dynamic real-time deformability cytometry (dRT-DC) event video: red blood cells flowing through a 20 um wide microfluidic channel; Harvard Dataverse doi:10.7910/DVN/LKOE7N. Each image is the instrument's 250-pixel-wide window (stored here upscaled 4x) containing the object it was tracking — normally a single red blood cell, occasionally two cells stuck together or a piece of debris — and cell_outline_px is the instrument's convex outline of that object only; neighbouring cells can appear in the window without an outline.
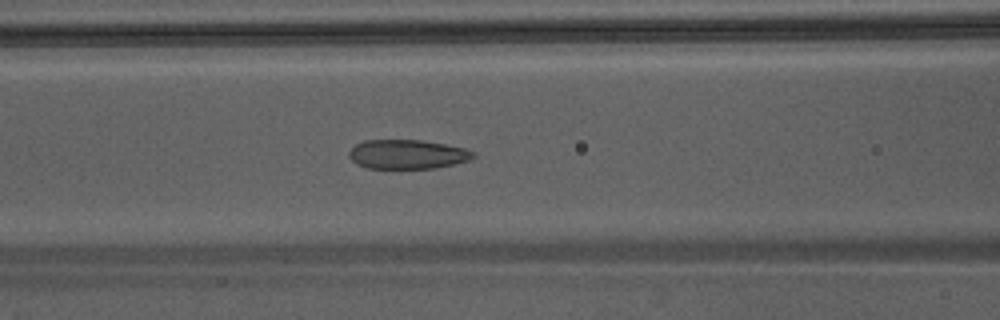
{"species": "Egyptian fruit bat (a non-hibernating species)", "species_latin": "Rousettus aegyptiacus", "temperature_condition": "warm", "stored_images_in_passage": 48, "camera_frame_rate_fps": 3000, "um_per_image_px": 0.085, "animal": {"sex": "male"}, "frame": {"image": 1, "passage_image": 22, "time_ms": 7.0, "image_size_px": [1000, 320], "cell_outline_px": [[476, 156], [468, 160], [436, 168], [368, 168], [356, 164], [348, 156], [348, 152], [356, 144], [364, 140], [420, 140], [444, 144], [464, 148], [476, 152]], "centroid_in_image_um": [34.61, 13.11], "position_along_channel_um": 132.0, "area_um2": 21.1}}
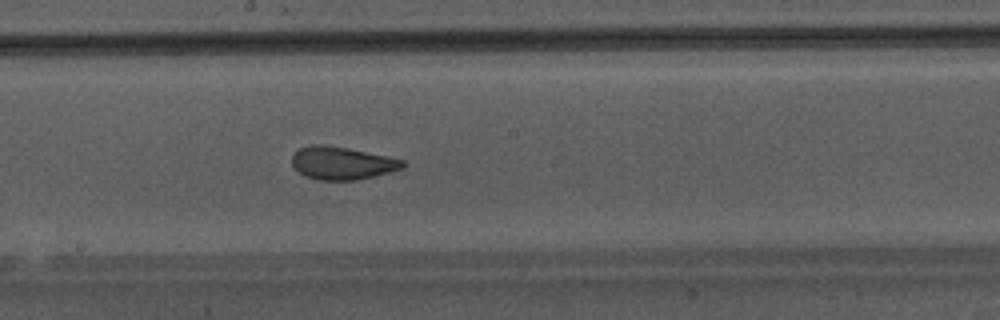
{"frame": {"image": 2, "passage_image": 28, "time_ms": 9.0, "image_size_px": [1000, 320], "cell_outline_px": [[408, 164], [404, 168], [356, 180], [320, 180], [304, 176], [292, 164], [292, 156], [300, 148], [312, 144], [324, 144], [348, 148], [388, 156], [404, 160]], "centroid_in_image_um": [29.09, 13.85], "position_along_channel_um": 219.1, "area_um2": 21.15}}
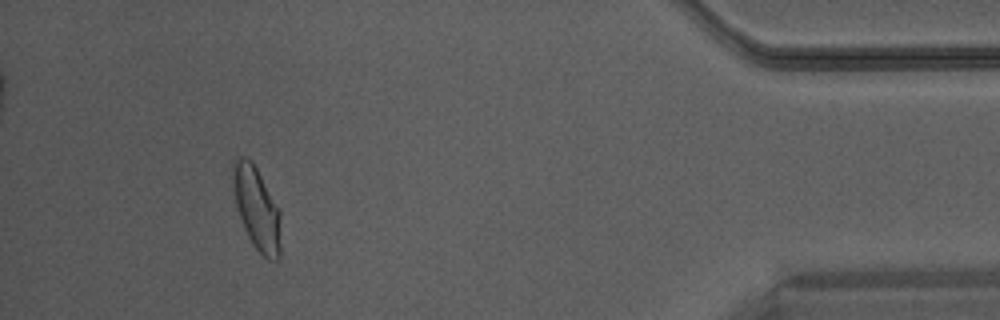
{"frame": {"image": 3, "passage_image": 45, "time_ms": 14.667, "image_size_px": [1000, 320], "cell_outline_px": [[280, 256], [276, 260], [268, 260], [252, 244], [244, 228], [236, 204], [232, 180], [232, 164], [240, 156], [248, 156], [252, 160], [280, 208]], "centroid_in_image_um": [21.83, 17.68], "position_along_channel_um": 413.4, "area_um2": 23.24}}